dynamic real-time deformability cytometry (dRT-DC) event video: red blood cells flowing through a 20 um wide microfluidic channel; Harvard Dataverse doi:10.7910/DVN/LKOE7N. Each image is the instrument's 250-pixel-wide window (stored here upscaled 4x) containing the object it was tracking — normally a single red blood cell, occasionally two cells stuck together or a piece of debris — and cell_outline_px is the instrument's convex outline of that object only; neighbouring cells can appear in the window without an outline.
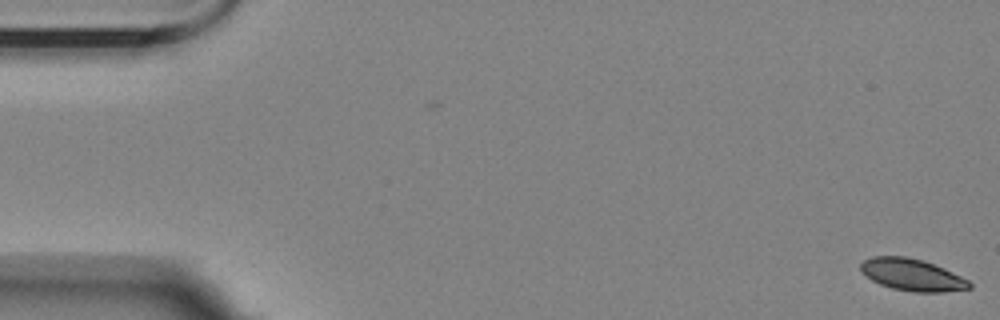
{"species": "Egyptian fruit bat (a non-hibernating species)", "species_latin": "Rousettus aegyptiacus", "temperature_condition": "room temperature", "stored_images_in_passage": 7, "camera_frame_rate_fps": 3000, "um_per_image_px": 0.085, "animal": {"sex": "female"}, "frame": {"image": 1, "passage_image": 1, "time_ms": 0.0, "image_size_px": [1000, 320], "cell_outline_px": [[972, 288], [944, 292], [912, 292], [892, 288], [880, 284], [872, 280], [860, 268], [860, 264], [864, 260], [872, 256], [908, 256], [924, 260], [944, 268], [968, 280], [972, 284]], "centroid_in_image_um": [77.55, 23.35], "position_along_channel_um": 7.4, "area_um2": 20.23}}
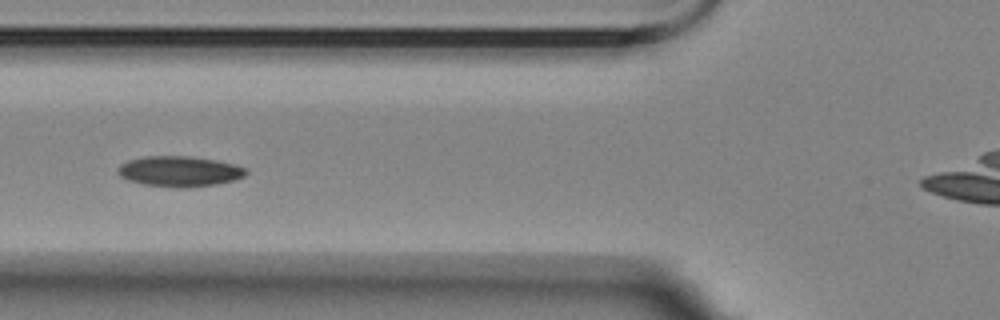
{"frame": {"image": 2, "passage_image": 7, "time_ms": 7.0, "image_size_px": [1000, 320], "cell_outline_px": [[248, 172], [244, 176], [232, 180], [216, 184], [184, 188], [176, 188], [144, 184], [128, 180], [120, 176], [116, 172], [116, 168], [120, 164], [128, 160], [144, 156], [188, 156], [216, 160], [236, 164], [248, 168]], "centroid_in_image_um": [15.24, 14.56], "position_along_channel_um": 110.6, "area_um2": 22.95}}